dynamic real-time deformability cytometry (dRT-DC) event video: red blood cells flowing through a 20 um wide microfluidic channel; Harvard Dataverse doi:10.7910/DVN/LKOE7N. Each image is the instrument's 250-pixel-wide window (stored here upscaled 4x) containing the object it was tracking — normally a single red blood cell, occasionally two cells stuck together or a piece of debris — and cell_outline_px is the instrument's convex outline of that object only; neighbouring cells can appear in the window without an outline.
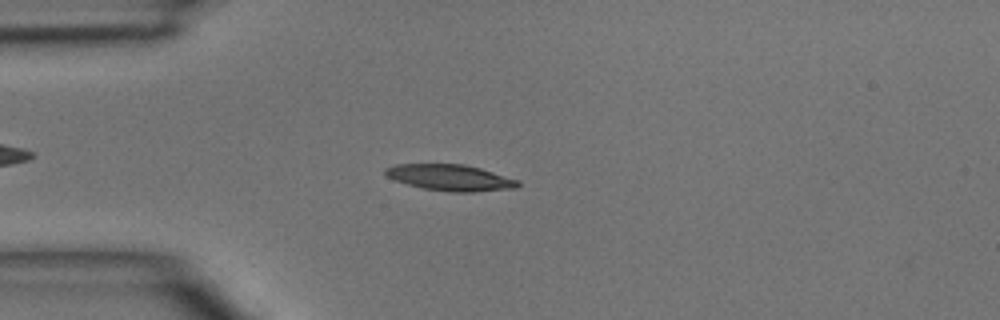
{"species": "common noctule bat (a hibernating species)", "species_latin": "Nyctalus noctula", "temperature_condition": "room temperature", "stored_images_in_passage": 46, "camera_frame_rate_fps": 3000, "um_per_image_px": 0.085, "animal": {"sex": "male", "body_mass_g": 15.6}, "frame": {"image": 1, "passage_image": 11, "time_ms": 3.333, "image_size_px": [1000, 320], "cell_outline_px": [[520, 184], [516, 188], [472, 192], [452, 192], [424, 188], [408, 184], [396, 180], [388, 176], [384, 172], [384, 168], [396, 164], [464, 164], [480, 168], [520, 180]], "centroid_in_image_um": [38.3, 15.09], "position_along_channel_um": 46.7, "area_um2": 20.11}}
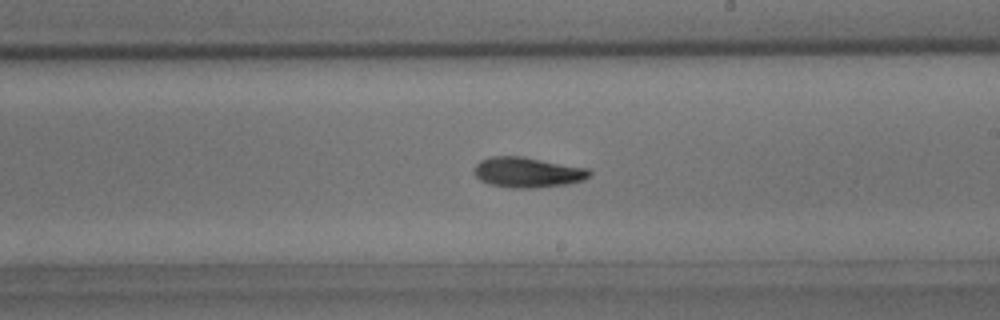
{"frame": {"image": 2, "passage_image": 26, "time_ms": 8.333, "image_size_px": [1000, 320], "cell_outline_px": [[592, 176], [584, 180], [568, 184], [532, 188], [512, 188], [488, 184], [480, 180], [476, 176], [476, 164], [480, 160], [492, 156], [524, 156], [588, 168], [592, 172]], "centroid_in_image_um": [44.89, 14.65], "position_along_channel_um": 244.1, "area_um2": 20.52}}
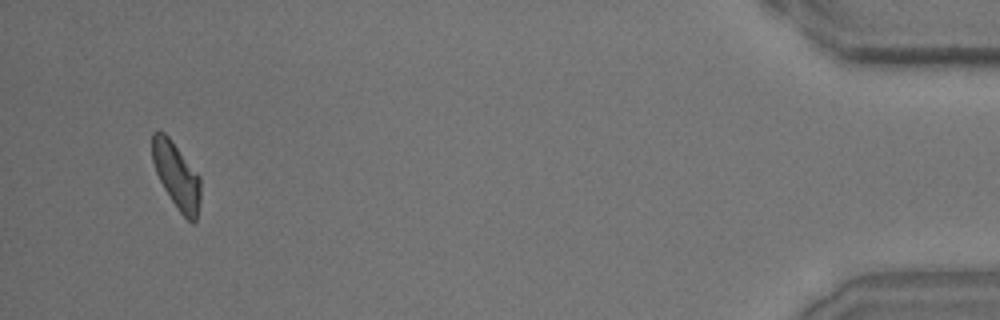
{"frame": {"image": 3, "passage_image": 44, "time_ms": 14.333, "image_size_px": [1000, 320], "cell_outline_px": [[200, 200], [196, 220], [192, 224], [180, 212], [164, 188], [156, 172], [152, 160], [152, 132], [164, 132], [168, 136], [200, 176]], "centroid_in_image_um": [15.01, 14.92], "position_along_channel_um": 420.2, "area_um2": 18.32}}